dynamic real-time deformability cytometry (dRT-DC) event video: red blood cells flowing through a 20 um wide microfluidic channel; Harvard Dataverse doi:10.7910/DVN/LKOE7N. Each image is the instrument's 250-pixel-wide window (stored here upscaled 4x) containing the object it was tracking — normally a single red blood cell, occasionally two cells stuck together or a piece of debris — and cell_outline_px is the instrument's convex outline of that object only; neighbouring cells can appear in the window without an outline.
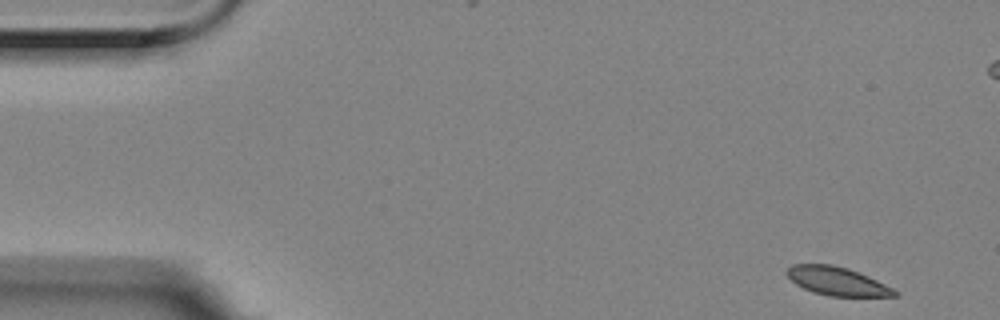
{"species": "Egyptian fruit bat (a non-hibernating species)", "species_latin": "Rousettus aegyptiacus", "temperature_condition": "room temperature", "stored_images_in_passage": 55, "camera_frame_rate_fps": 3000, "um_per_image_px": 0.085, "animal": {"sex": "female"}, "frame": {"image": 1, "passage_image": 1, "time_ms": 0.0, "image_size_px": [1000, 320], "cell_outline_px": [[900, 296], [828, 296], [812, 292], [796, 284], [784, 272], [792, 264], [832, 264], [848, 268], [868, 276], [900, 292]], "centroid_in_image_um": [71.15, 23.9], "position_along_channel_um": 13.8, "area_um2": 17.86}}
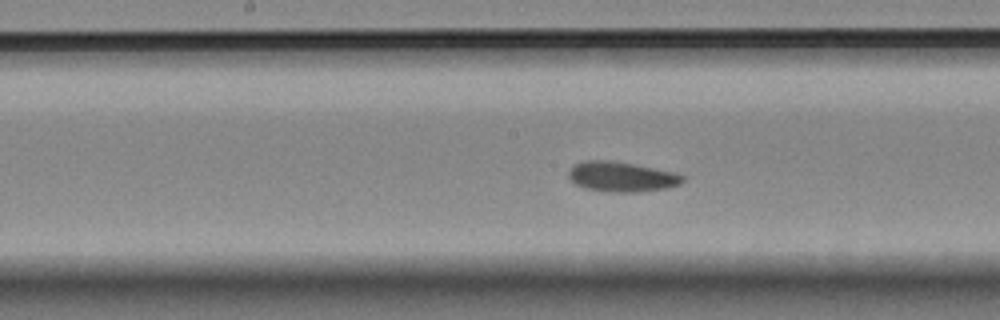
{"frame": {"image": 2, "passage_image": 26, "time_ms": 8.333, "image_size_px": [1000, 320], "cell_outline_px": [[684, 180], [680, 184], [668, 188], [636, 192], [612, 192], [584, 188], [576, 184], [568, 176], [568, 172], [576, 164], [584, 160], [612, 160], [636, 164], [672, 172], [684, 176]], "centroid_in_image_um": [52.84, 15.02], "position_along_channel_um": 195.4, "area_um2": 19.88}}
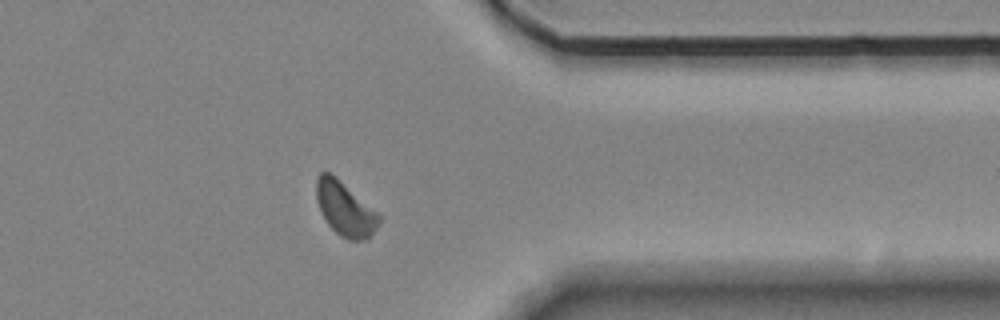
{"frame": {"image": 3, "passage_image": 43, "time_ms": 14.0, "image_size_px": [1000, 320], "cell_outline_px": [[380, 224], [368, 240], [348, 240], [340, 236], [328, 224], [320, 208], [316, 196], [316, 180], [320, 172], [328, 172], [336, 176], [376, 212], [380, 216]], "centroid_in_image_um": [29.34, 17.77], "position_along_channel_um": 382.1, "area_um2": 19.48}, "authors_computed_cell_mechanics": {"area_um2": 19.3052, "velocity_mm_per_s": 3.4796, "shape_relaxation_time_tau1_ms": 3.7933, "shape_relaxation_time_tau2_ms": null, "deformation_change_tau1": 0.065, "deformation_change_tau2": null}}